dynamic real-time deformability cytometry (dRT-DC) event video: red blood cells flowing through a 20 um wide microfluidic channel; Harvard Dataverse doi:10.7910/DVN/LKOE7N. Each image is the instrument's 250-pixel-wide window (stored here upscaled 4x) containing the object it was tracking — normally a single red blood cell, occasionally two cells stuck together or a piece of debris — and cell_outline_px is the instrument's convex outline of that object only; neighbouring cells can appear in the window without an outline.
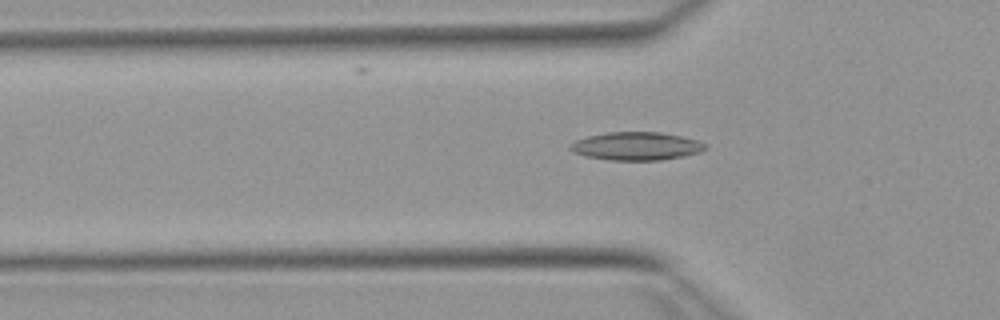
{"species": "Egyptian fruit bat (a non-hibernating species)", "species_latin": "Rousettus aegyptiacus", "temperature_condition": "warm", "stored_images_in_passage": 50, "camera_frame_rate_fps": 3000, "um_per_image_px": 0.085, "animal": {"sex": "female"}, "frame": {"image": 1, "passage_image": 15, "time_ms": 4.667, "image_size_px": [1000, 320], "cell_outline_px": [[708, 148], [700, 152], [684, 156], [660, 160], [612, 160], [584, 156], [572, 152], [568, 148], [568, 144], [576, 140], [588, 136], [608, 132], [660, 132], [680, 136], [696, 140], [704, 144]], "centroid_in_image_um": [54.04, 12.42], "position_along_channel_um": 71.8, "area_um2": 22.14}}
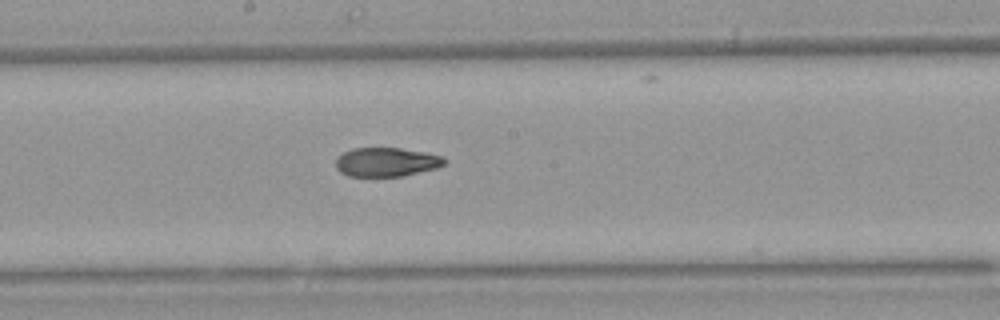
{"frame": {"image": 2, "passage_image": 26, "time_ms": 8.333, "image_size_px": [1000, 320], "cell_outline_px": [[448, 160], [444, 164], [436, 168], [404, 176], [348, 176], [340, 172], [336, 168], [336, 156], [352, 148], [400, 148], [424, 152], [444, 156]], "centroid_in_image_um": [32.84, 13.77], "position_along_channel_um": 215.4, "area_um2": 18.5}}
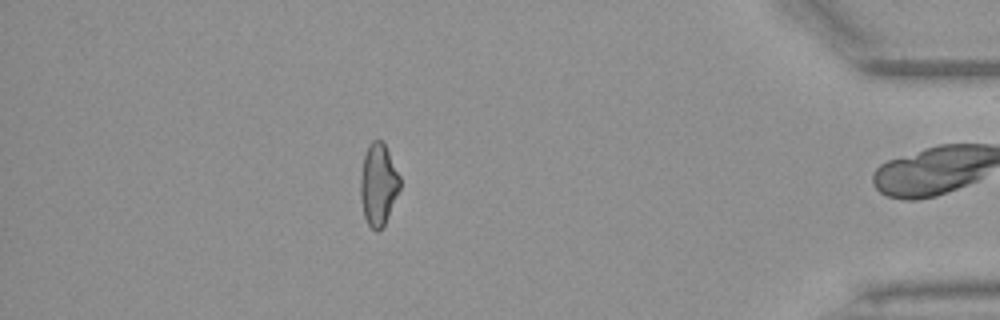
{"frame": {"image": 3, "passage_image": 44, "time_ms": 14.333, "image_size_px": [1000, 320], "cell_outline_px": [[400, 188], [388, 216], [380, 232], [376, 232], [368, 224], [364, 216], [360, 196], [360, 176], [364, 156], [368, 144], [372, 140], [380, 140], [384, 144], [400, 176]], "centroid_in_image_um": [32.14, 15.7], "position_along_channel_um": 403.1, "area_um2": 18.73}}